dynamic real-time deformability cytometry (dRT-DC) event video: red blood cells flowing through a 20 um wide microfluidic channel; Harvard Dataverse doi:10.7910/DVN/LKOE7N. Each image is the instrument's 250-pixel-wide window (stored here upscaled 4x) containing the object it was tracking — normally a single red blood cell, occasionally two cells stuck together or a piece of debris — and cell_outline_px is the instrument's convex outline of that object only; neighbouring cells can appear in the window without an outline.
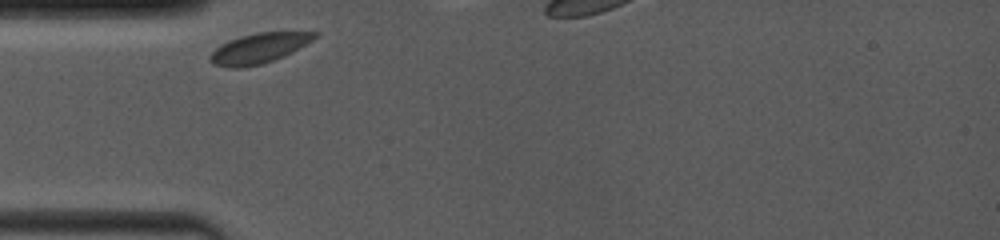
{"species": "common noctule bat (a hibernating species)", "species_latin": "Nyctalus noctula", "temperature_condition": "room temperature", "stored_images_in_passage": 13, "camera_frame_rate_fps": 4000, "um_per_image_px": 0.085, "animal": {"sex": "female", "body_mass_g": 19.0, "forearm_length_mm": 53.3}, "frame": {"image": 1, "passage_image": 1, "time_ms": 0.0, "image_size_px": [1000, 240], "cell_outline_px": [[320, 32], [312, 40], [284, 56], [260, 64], [240, 68], [228, 68], [216, 64], [208, 56], [220, 44], [240, 36], [256, 32]], "centroid_in_image_um": [21.99, 4.09], "position_along_channel_um": 63.0, "area_um2": 17.98}}
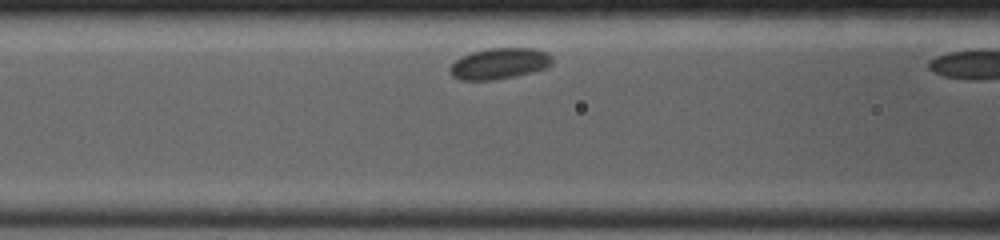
{"frame": {"image": 2, "passage_image": 11, "time_ms": 1.75, "image_size_px": [1000, 240], "cell_outline_px": [[552, 64], [548, 68], [516, 76], [496, 80], [460, 80], [452, 76], [448, 72], [448, 68], [460, 56], [472, 52], [488, 48], [536, 48], [548, 52], [552, 56]], "centroid_in_image_um": [42.46, 5.4], "position_along_channel_um": 124.1, "area_um2": 18.9}}